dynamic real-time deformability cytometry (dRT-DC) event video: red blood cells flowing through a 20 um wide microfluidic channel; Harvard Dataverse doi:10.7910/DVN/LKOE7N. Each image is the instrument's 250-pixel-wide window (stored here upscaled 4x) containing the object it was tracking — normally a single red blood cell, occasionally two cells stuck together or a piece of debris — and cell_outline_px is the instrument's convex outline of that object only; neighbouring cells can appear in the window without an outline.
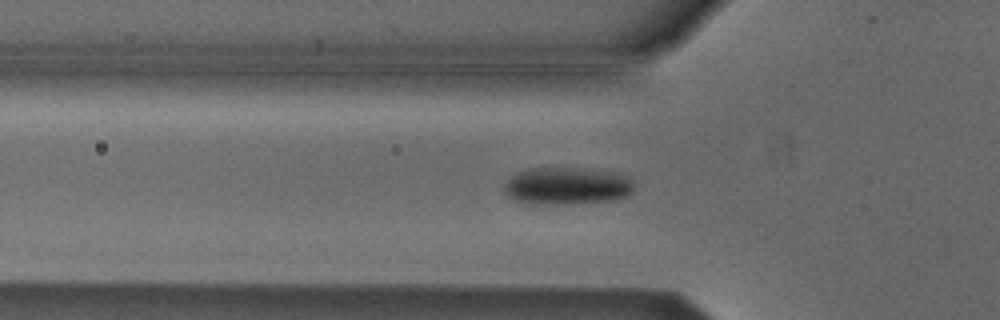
{"species": "Egyptian fruit bat (a non-hibernating species)", "species_latin": "Rousettus aegyptiacus", "temperature_condition": "cold", "stored_images_in_passage": 48, "camera_frame_rate_fps": 3000, "um_per_image_px": 0.085, "animal": {"sex": "male"}, "frame": {"image": 1, "passage_image": 17, "time_ms": 5.333, "image_size_px": [1000, 320], "cell_outline_px": [[632, 192], [628, 196], [612, 200], [564, 204], [532, 204], [512, 200], [504, 192], [504, 184], [512, 176], [520, 172], [532, 168], [564, 168], [608, 172], [628, 176], [632, 180]], "centroid_in_image_um": [48.15, 15.83], "position_along_channel_um": 77.6, "area_um2": 27.86}}
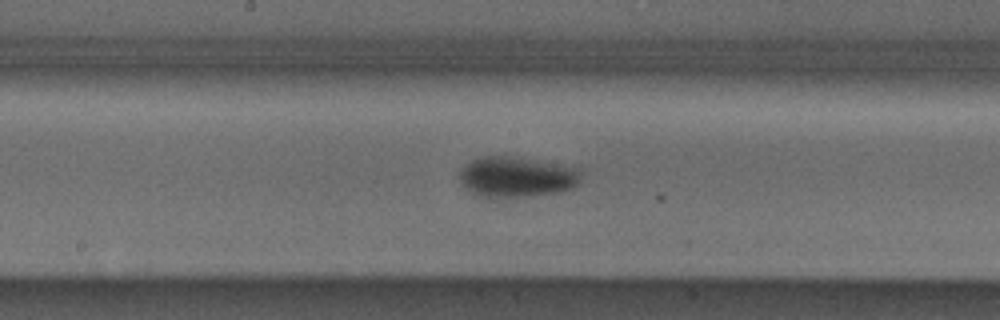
{"frame": {"image": 2, "passage_image": 27, "time_ms": 8.667, "image_size_px": [1000, 320], "cell_outline_px": [[580, 180], [572, 188], [556, 192], [520, 196], [476, 196], [464, 188], [460, 184], [460, 172], [472, 160], [484, 156], [500, 156], [576, 168], [580, 172]], "centroid_in_image_um": [43.84, 15.06], "position_along_channel_um": 204.4, "area_um2": 27.4}}
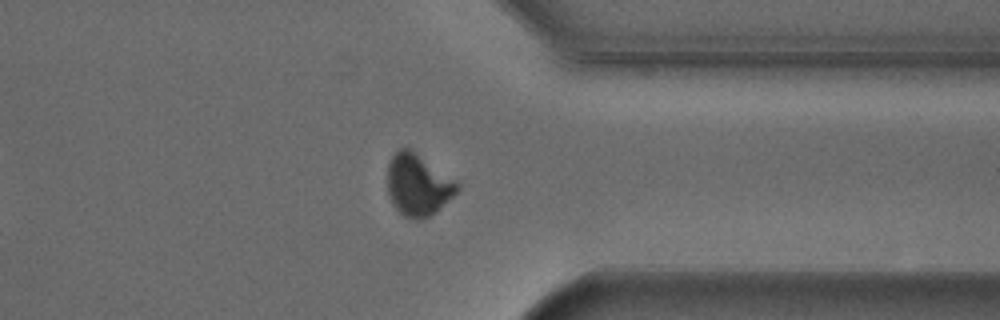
{"frame": {"image": 3, "passage_image": 41, "time_ms": 13.333, "image_size_px": [1000, 320], "cell_outline_px": [[460, 188], [452, 196], [428, 216], [416, 220], [404, 216], [392, 204], [388, 192], [388, 164], [392, 156], [400, 148], [412, 148], [456, 180], [460, 184]], "centroid_in_image_um": [35.52, 15.67], "position_along_channel_um": 375.9, "area_um2": 24.91}, "authors_computed_cell_mechanics": {"area_um2": 26.2701, "velocity_mm_per_s": 3.7984, "shape_relaxation_time_tau1_ms": 5.3799, "shape_relaxation_time_tau2_ms": null, "deformation_change_tau1": 0.1069, "deformation_change_tau2": null}}